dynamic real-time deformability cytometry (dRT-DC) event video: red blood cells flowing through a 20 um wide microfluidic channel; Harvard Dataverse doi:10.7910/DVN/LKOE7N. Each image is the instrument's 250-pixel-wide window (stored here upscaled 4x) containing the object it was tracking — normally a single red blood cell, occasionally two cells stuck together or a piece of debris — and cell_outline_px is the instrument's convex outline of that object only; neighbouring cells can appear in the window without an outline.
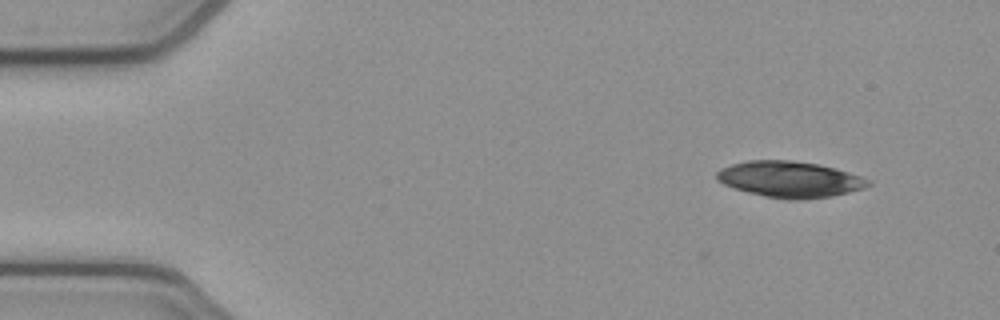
{"species": "common noctule bat (a hibernating species)", "species_latin": "Nyctalus noctula", "temperature_condition": "cold", "stored_images_in_passage": 2, "camera_frame_rate_fps": 3000, "um_per_image_px": 0.085, "animal": {"sex": "female", "body_mass_g": 21.9}, "frame": {"image": 1, "passage_image": 2, "time_ms": 0.333, "image_size_px": [1000, 320], "cell_outline_px": [[872, 184], [864, 188], [832, 196], [800, 200], [788, 200], [764, 196], [732, 188], [716, 180], [716, 172], [720, 168], [732, 164], [748, 160], [792, 160], [816, 164], [836, 168], [872, 180]], "centroid_in_image_um": [67.12, 15.24], "position_along_channel_um": 17.9, "area_um2": 32.02}}